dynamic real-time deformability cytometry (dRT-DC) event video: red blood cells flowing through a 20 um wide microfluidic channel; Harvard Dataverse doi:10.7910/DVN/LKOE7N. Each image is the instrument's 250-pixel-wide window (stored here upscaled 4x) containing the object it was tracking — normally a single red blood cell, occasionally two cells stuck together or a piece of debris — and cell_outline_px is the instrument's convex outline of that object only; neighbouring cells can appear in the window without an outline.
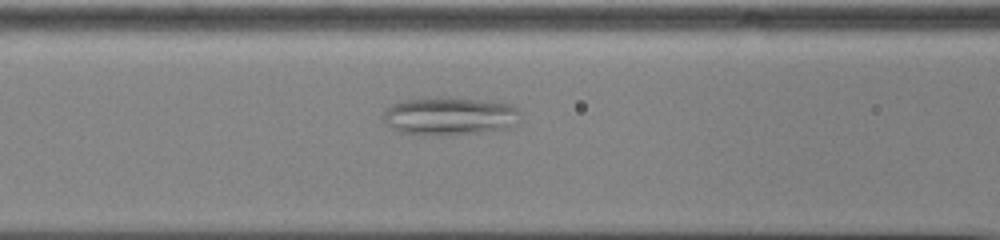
{"species": "common noctule bat (a hibernating species)", "species_latin": "Nyctalus noctula", "temperature_condition": "cold", "stored_images_in_passage": 49, "camera_frame_rate_fps": 3000, "um_per_image_px": 0.085, "animal": {"sex": "male", "body_mass_g": 13.0, "forearm_length_mm": 53.1}, "frame": {"image": 1, "passage_image": 20, "time_ms": 6.333, "image_size_px": [1000, 240], "cell_outline_px": [[520, 120], [516, 124], [508, 128], [476, 132], [424, 136], [400, 132], [392, 128], [380, 116], [392, 104], [404, 100], [424, 96], [448, 96], [512, 104], [520, 112]], "centroid_in_image_um": [38.19, 9.84], "position_along_channel_um": 128.4, "area_um2": 30.87}}
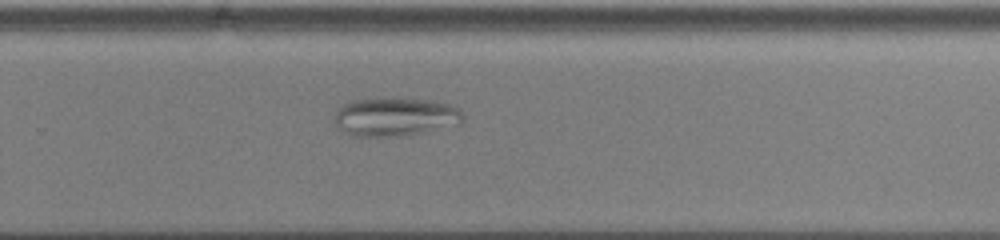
{"frame": {"image": 2, "passage_image": 33, "time_ms": 10.667, "image_size_px": [1000, 240], "cell_outline_px": [[464, 116], [460, 124], [428, 132], [400, 136], [352, 136], [340, 128], [336, 124], [332, 116], [336, 108], [352, 100], [432, 100], [452, 104], [460, 108]], "centroid_in_image_um": [33.62, 9.96], "position_along_channel_um": 296.2, "area_um2": 28.73}}
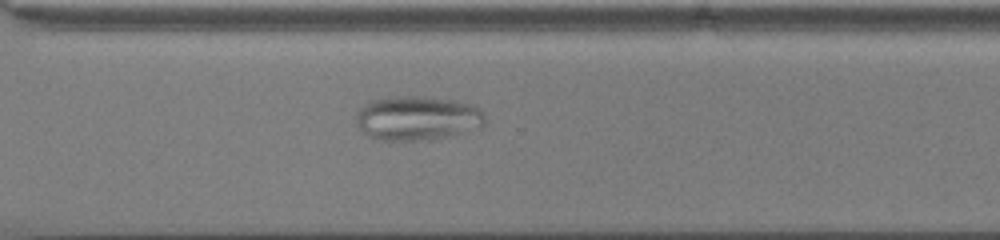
{"frame": {"image": 3, "passage_image": 36, "time_ms": 11.667, "image_size_px": [1000, 240], "cell_outline_px": [[484, 124], [480, 128], [444, 136], [412, 140], [384, 140], [368, 136], [356, 124], [356, 112], [364, 104], [372, 100], [400, 96], [424, 96], [456, 100], [472, 104], [480, 108], [484, 112]], "centroid_in_image_um": [35.47, 10.01], "position_along_channel_um": 335.1, "area_um2": 33.06}}